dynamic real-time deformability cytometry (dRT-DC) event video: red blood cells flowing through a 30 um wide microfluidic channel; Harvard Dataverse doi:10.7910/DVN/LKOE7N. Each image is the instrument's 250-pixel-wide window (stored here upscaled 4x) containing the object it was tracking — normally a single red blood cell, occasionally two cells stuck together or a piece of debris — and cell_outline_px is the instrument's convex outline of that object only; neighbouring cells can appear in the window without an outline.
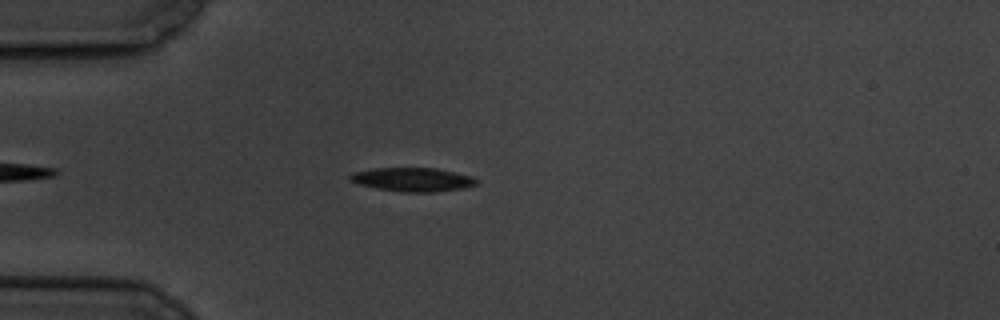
{"species": "common noctule bat (a hibernating species)", "species_latin": "Nyctalus noctula", "temperature_condition": "cold", "stored_images_in_passage": 9, "camera_frame_rate_fps": 3000, "um_per_image_px": 0.085, "animal": {"sex": "male", "body_mass_g": 19.5, "forearm_length_mm": 54.6}, "frame": {"image": 1, "passage_image": 3, "time_ms": 2.333, "image_size_px": [1000, 320], "cell_outline_px": [[480, 180], [476, 184], [464, 188], [432, 192], [404, 192], [376, 188], [360, 184], [348, 180], [348, 176], [352, 172], [372, 168], [436, 168], [456, 172], [472, 176]], "centroid_in_image_um": [35.07, 15.25], "position_along_channel_um": 49.9, "area_um2": 17.63}}
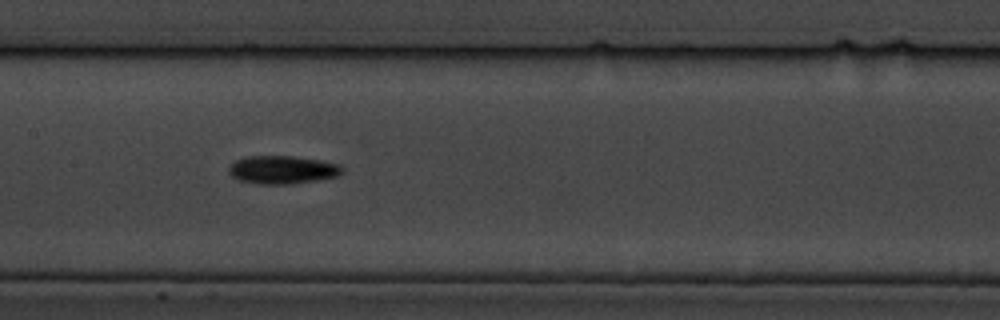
{"frame": {"image": 2, "passage_image": 7, "time_ms": 6.667, "image_size_px": [1000, 320], "cell_outline_px": [[344, 172], [340, 176], [316, 180], [288, 184], [256, 184], [240, 180], [232, 176], [228, 172], [228, 168], [236, 160], [248, 156], [292, 156], [320, 160], [340, 164], [344, 168]], "centroid_in_image_um": [24.04, 14.43], "position_along_channel_um": 183.4, "area_um2": 18.67}}
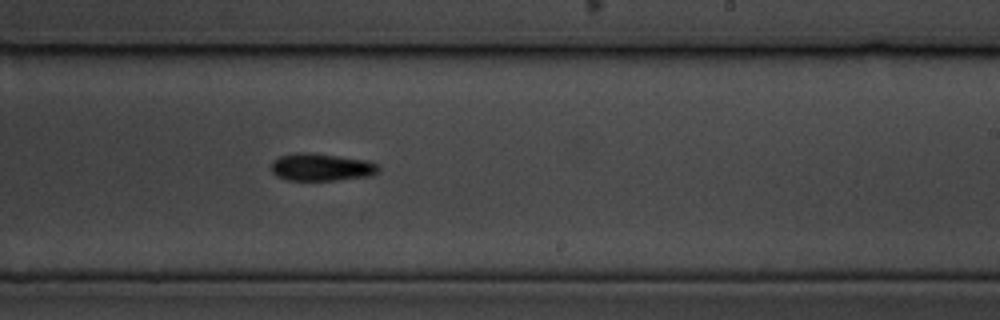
{"frame": {"image": 3, "passage_image": 9, "time_ms": 9.0, "image_size_px": [1000, 320], "cell_outline_px": [[380, 172], [372, 176], [336, 180], [288, 180], [276, 176], [272, 172], [272, 160], [280, 156], [296, 152], [308, 152], [368, 160], [380, 164]], "centroid_in_image_um": [27.36, 14.21], "position_along_channel_um": 261.6, "area_um2": 17.46}}